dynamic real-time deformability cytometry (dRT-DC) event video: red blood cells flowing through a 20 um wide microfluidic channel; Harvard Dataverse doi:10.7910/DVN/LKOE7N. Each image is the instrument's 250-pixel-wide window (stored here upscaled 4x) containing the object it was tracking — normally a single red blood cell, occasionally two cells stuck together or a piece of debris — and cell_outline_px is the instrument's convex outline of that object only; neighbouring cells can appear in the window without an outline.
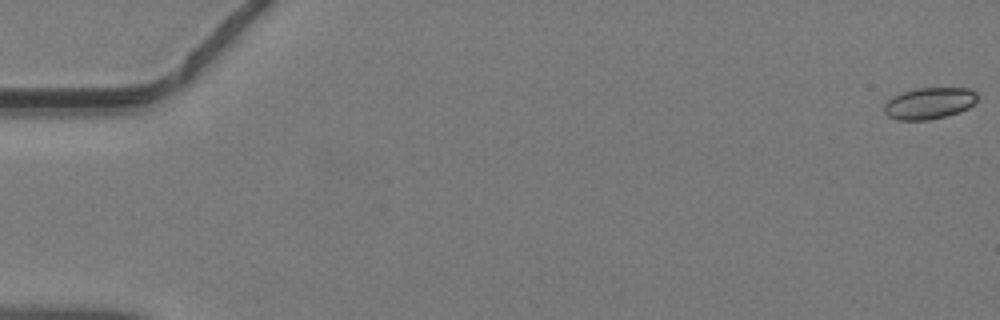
{"species": "common noctule bat (a hibernating species)", "species_latin": "Nyctalus noctula", "temperature_condition": "warm", "stored_images_in_passage": 14, "camera_frame_rate_fps": 3000, "um_per_image_px": 0.085, "animal": {"sex": "male", "body_mass_g": 19.2, "forearm_length_mm": 51.8}, "frame": {"image": 1, "passage_image": 1, "time_ms": 0.0, "image_size_px": [1000, 320], "cell_outline_px": [[980, 96], [968, 108], [960, 112], [928, 120], [896, 120], [888, 116], [884, 112], [884, 104], [892, 96], [916, 88], [968, 88], [976, 92]], "centroid_in_image_um": [78.98, 8.78], "position_along_channel_um": 6.0, "area_um2": 17.17}}
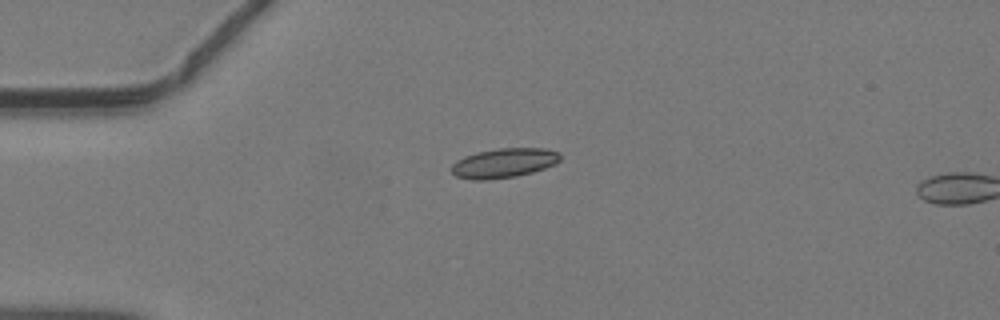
{"frame": {"image": 2, "passage_image": 13, "time_ms": 4.0, "image_size_px": [1000, 320], "cell_outline_px": [[560, 160], [556, 164], [532, 172], [516, 176], [488, 180], [472, 180], [456, 176], [452, 172], [452, 164], [456, 160], [464, 156], [476, 152], [500, 148], [544, 148], [560, 152]], "centroid_in_image_um": [42.83, 13.85], "position_along_channel_um": 42.2, "area_um2": 18.79}}